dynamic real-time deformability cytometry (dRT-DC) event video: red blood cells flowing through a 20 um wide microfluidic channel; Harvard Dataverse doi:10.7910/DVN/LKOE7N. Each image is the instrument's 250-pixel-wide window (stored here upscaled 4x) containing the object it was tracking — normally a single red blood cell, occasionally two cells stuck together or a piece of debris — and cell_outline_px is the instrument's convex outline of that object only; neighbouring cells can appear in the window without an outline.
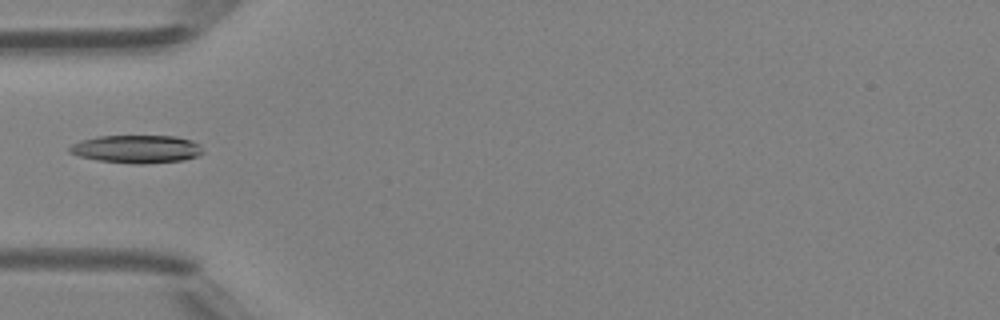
{"species": "Egyptian fruit bat (a non-hibernating species)", "species_latin": "Rousettus aegyptiacus", "temperature_condition": "room temperature", "stored_images_in_passage": 30, "camera_frame_rate_fps": 3000, "um_per_image_px": 0.085, "animal": {"sex": "female"}, "frame": {"image": 1, "passage_image": 1, "time_ms": 0.0, "image_size_px": [1000, 320], "cell_outline_px": [[204, 152], [196, 156], [184, 160], [144, 164], [136, 164], [100, 160], [80, 156], [68, 152], [68, 148], [72, 144], [80, 140], [96, 136], [176, 136], [192, 140], [200, 144]], "centroid_in_image_um": [11.63, 12.66], "position_along_channel_um": 73.4, "area_um2": 21.79}}
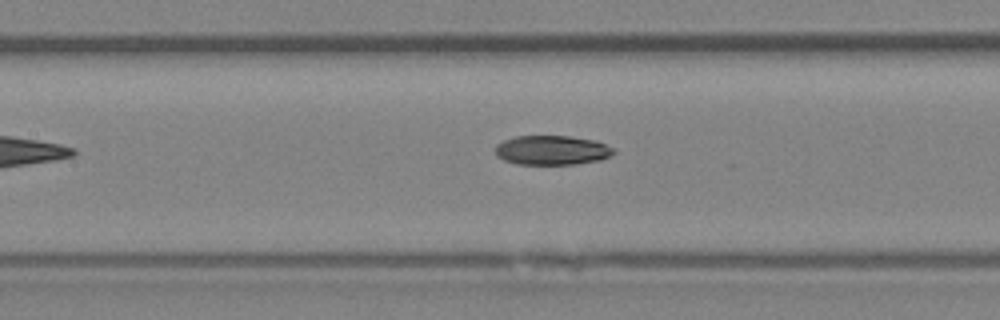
{"frame": {"image": 2, "passage_image": 7, "time_ms": 2.0, "image_size_px": [1000, 320], "cell_outline_px": [[616, 152], [612, 156], [600, 160], [576, 164], [516, 164], [504, 160], [496, 156], [496, 144], [504, 140], [516, 136], [568, 136], [596, 140], [612, 148]], "centroid_in_image_um": [46.92, 12.77], "position_along_channel_um": 160.5, "area_um2": 20.35}}
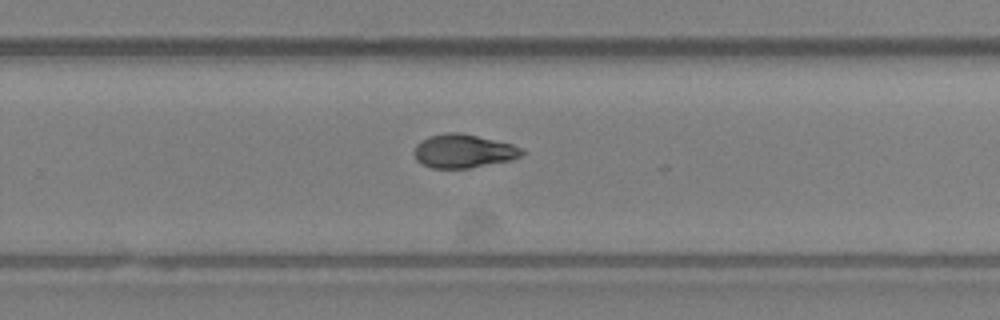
{"frame": {"image": 3, "passage_image": 16, "time_ms": 5.0, "image_size_px": [1000, 320], "cell_outline_px": [[524, 152], [520, 156], [512, 160], [468, 168], [432, 168], [416, 160], [416, 144], [420, 140], [428, 136], [444, 132], [460, 132], [512, 144], [520, 148]], "centroid_in_image_um": [39.38, 12.83], "position_along_channel_um": 290.4, "area_um2": 20.92}}